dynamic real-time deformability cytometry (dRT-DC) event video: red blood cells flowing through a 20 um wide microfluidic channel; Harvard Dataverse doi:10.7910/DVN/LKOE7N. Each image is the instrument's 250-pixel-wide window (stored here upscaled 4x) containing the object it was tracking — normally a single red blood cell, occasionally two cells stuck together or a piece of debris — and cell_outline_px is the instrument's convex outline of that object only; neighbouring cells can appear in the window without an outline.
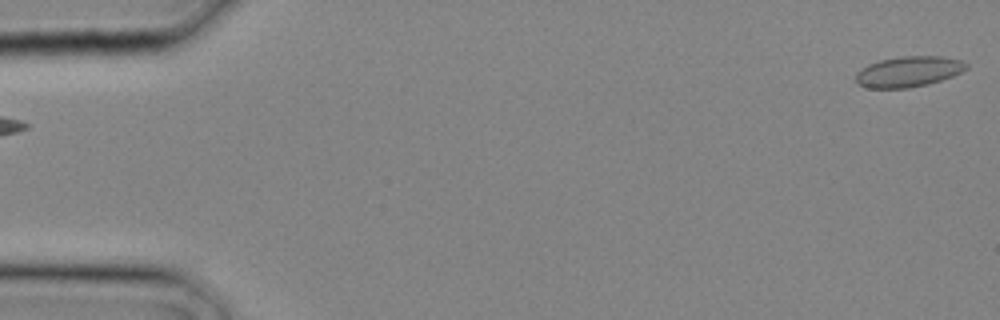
{"species": "common noctule bat (a hibernating species)", "species_latin": "Nyctalus noctula", "temperature_condition": "cold", "stored_images_in_passage": 2, "camera_frame_rate_fps": 3000, "um_per_image_px": 0.085, "animal": {"sex": "male", "body_mass_g": 20.4}, "frame": {"image": 1, "passage_image": 2, "time_ms": 0.333, "image_size_px": [1000, 320], "cell_outline_px": [[968, 68], [952, 76], [928, 84], [908, 88], [868, 88], [860, 84], [856, 80], [856, 72], [868, 64], [880, 60], [900, 56], [940, 56], [960, 60], [968, 64]], "centroid_in_image_um": [77.22, 6.08], "position_along_channel_um": 7.8, "area_um2": 19.59}}